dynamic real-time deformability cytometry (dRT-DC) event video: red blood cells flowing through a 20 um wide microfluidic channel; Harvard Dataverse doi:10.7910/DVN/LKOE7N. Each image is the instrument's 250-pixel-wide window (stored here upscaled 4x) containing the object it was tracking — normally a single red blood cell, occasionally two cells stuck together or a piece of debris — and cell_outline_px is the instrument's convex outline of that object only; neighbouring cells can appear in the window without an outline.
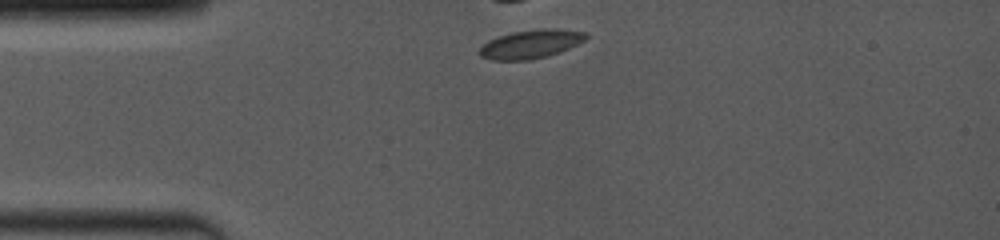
{"species": "common noctule bat (a hibernating species)", "species_latin": "Nyctalus noctula", "temperature_condition": "room temperature", "stored_images_in_passage": 3, "camera_frame_rate_fps": 4000, "um_per_image_px": 0.085, "animal": {"sex": "female", "body_mass_g": 19.0, "forearm_length_mm": 53.3}, "frame": {"image": 1, "passage_image": 1, "time_ms": 0.0, "image_size_px": [1000, 240], "cell_outline_px": [[588, 36], [584, 40], [568, 48], [544, 56], [528, 60], [492, 60], [480, 56], [480, 48], [488, 40], [496, 36], [512, 32], [552, 28], [584, 32]], "centroid_in_image_um": [45.06, 3.74], "position_along_channel_um": 39.9, "area_um2": 17.28}}